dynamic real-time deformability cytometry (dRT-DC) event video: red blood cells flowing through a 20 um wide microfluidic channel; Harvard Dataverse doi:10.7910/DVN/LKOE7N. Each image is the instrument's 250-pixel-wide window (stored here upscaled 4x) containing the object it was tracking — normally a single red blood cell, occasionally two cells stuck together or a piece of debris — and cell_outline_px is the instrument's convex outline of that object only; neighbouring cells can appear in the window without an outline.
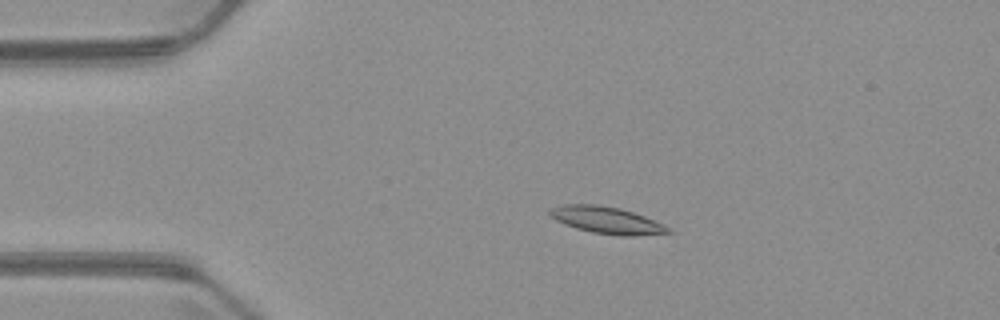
{"species": "common noctule bat (a hibernating species)", "species_latin": "Nyctalus noctula", "temperature_condition": "warm", "stored_images_in_passage": 2, "camera_frame_rate_fps": 3000, "um_per_image_px": 0.085, "animal": {"sex": "male", "body_mass_g": 23.1, "forearm_length_mm": 52.7}, "frame": {"image": 1, "passage_image": 1, "time_ms": 0.0, "image_size_px": [1000, 320], "cell_outline_px": [[672, 232], [632, 236], [620, 236], [592, 232], [576, 228], [564, 224], [556, 220], [548, 212], [548, 208], [564, 204], [596, 204], [620, 208], [644, 216], [664, 224], [672, 228]], "centroid_in_image_um": [51.57, 18.71], "position_along_channel_um": 33.4, "area_um2": 18.61}}